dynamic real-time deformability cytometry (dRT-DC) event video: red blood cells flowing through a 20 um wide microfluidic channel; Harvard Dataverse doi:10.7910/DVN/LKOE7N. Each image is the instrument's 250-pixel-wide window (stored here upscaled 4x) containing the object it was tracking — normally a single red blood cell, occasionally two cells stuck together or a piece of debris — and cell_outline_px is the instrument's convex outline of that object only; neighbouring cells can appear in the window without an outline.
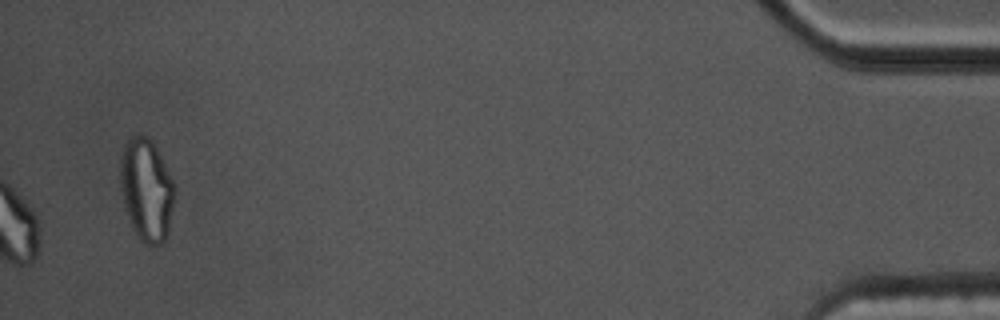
{"species": "common noctule bat (a hibernating species)", "species_latin": "Nyctalus noctula", "temperature_condition": "cold", "stored_images_in_passage": 60, "camera_frame_rate_fps": 3000, "um_per_image_px": 0.085, "animal": {"sex": "male", "body_mass_g": 17.5, "forearm_length_mm": 52.3}, "frame": {"image": 1, "passage_image": 60, "time_ms": 19.667, "image_size_px": [1000, 320], "cell_outline_px": [[176, 192], [168, 232], [164, 240], [160, 244], [148, 244], [140, 240], [132, 228], [124, 204], [120, 188], [120, 156], [124, 144], [132, 136], [148, 136], [152, 140], [176, 184]], "centroid_in_image_um": [12.46, 16.11], "position_along_channel_um": 422.7, "area_um2": 32.66}}